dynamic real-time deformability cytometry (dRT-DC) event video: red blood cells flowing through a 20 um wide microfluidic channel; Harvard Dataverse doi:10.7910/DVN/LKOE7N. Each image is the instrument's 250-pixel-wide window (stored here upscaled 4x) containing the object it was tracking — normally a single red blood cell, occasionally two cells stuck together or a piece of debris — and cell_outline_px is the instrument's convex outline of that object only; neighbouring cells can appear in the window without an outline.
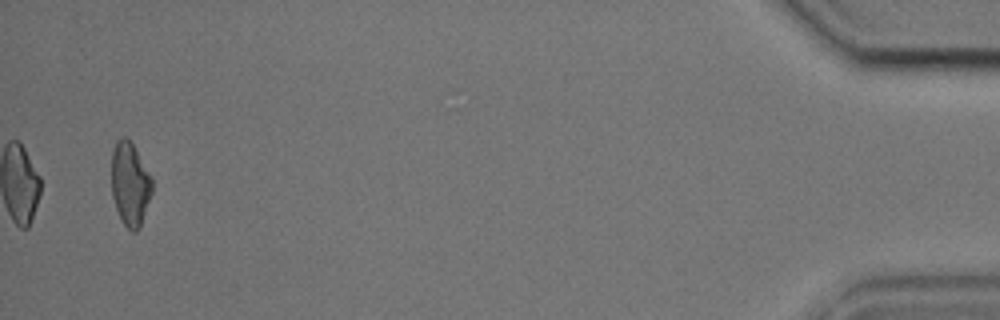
{"species": "common noctule bat (a hibernating species)", "species_latin": "Nyctalus noctula", "temperature_condition": "cold", "stored_images_in_passage": 39, "camera_frame_rate_fps": 3000, "um_per_image_px": 0.085, "animal": {"sex": "male", "body_mass_g": 17.9, "forearm_length_mm": 54.2}, "frame": {"image": 1, "passage_image": 39, "time_ms": 12.667, "image_size_px": [1000, 320], "cell_outline_px": [[152, 192], [140, 228], [136, 232], [132, 232], [124, 224], [116, 208], [112, 196], [112, 152], [116, 140], [120, 136], [128, 136], [152, 176]], "centroid_in_image_um": [11.06, 15.6], "position_along_channel_um": 424.1, "area_um2": 19.94}, "authors_computed_cell_mechanics": {"area_um2": 20.1144, "velocity_mm_per_s": 3.7643, "shape_relaxation_time_tau1_ms": null, "shape_relaxation_time_tau2_ms": 3.3814, "deformation_change_tau1": null, "deformation_change_tau2": 0.1043}}